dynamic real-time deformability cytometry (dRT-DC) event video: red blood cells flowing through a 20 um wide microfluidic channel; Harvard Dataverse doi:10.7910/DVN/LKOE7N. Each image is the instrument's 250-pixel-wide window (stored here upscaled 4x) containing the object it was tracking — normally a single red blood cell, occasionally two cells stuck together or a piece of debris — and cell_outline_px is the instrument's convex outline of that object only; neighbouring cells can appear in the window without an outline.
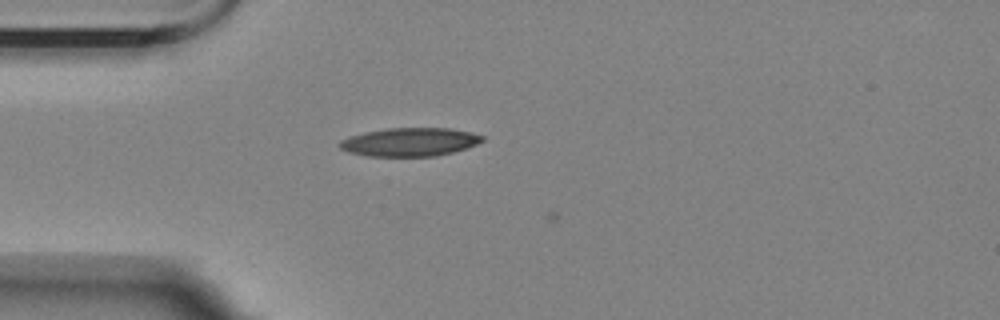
{"species": "Egyptian fruit bat (a non-hibernating species)", "species_latin": "Rousettus aegyptiacus", "temperature_condition": "room temperature", "stored_images_in_passage": 5, "camera_frame_rate_fps": 3000, "um_per_image_px": 0.085, "animal": {"sex": "female"}, "frame": {"image": 1, "passage_image": 4, "time_ms": 4.667, "image_size_px": [1000, 320], "cell_outline_px": [[484, 140], [468, 148], [436, 156], [368, 156], [348, 152], [340, 148], [336, 144], [340, 140], [352, 136], [368, 132], [388, 128], [448, 128], [472, 132], [484, 136]], "centroid_in_image_um": [34.85, 12.07], "position_along_channel_um": 50.2, "area_um2": 23.58}}